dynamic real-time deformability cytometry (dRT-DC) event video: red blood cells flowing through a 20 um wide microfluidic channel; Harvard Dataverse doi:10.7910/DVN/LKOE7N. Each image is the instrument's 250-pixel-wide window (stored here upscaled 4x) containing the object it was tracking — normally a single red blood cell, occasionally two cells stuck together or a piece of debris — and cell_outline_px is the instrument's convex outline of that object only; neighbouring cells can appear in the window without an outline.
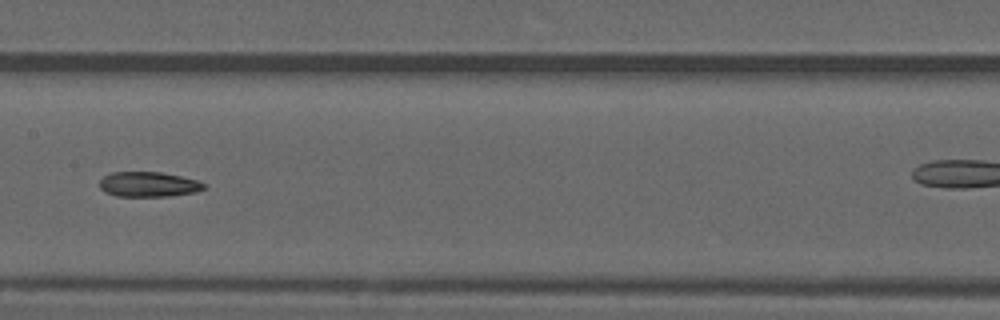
{"species": "common noctule bat (a hibernating species)", "species_latin": "Nyctalus noctula", "temperature_condition": "warm", "stored_images_in_passage": 38, "camera_frame_rate_fps": 3000, "um_per_image_px": 0.085, "animal": {"sex": "male", "forearm_length_mm": 52.5}, "frame": {"image": 1, "passage_image": 12, "time_ms": 3.667, "image_size_px": [1000, 320], "cell_outline_px": [[204, 188], [196, 192], [168, 196], [116, 196], [104, 192], [100, 188], [100, 180], [104, 176], [112, 172], [160, 172], [200, 180], [204, 184]], "centroid_in_image_um": [12.61, 15.67], "position_along_channel_um": 194.8, "area_um2": 15.2}, "authors_computed_cell_mechanics": {"area_um2": 15.7505, "velocity_mm_per_s": 4.0231, "shape_relaxation_time_tau1_ms": null, "shape_relaxation_time_tau2_ms": 3.0795, "deformation_change_tau1": null, "deformation_change_tau2": 0.0841}}